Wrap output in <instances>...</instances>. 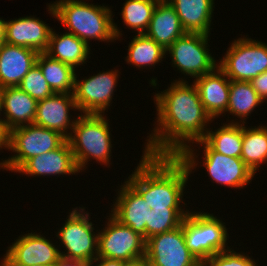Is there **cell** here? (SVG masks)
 Instances as JSON below:
<instances>
[{
  "mask_svg": "<svg viewBox=\"0 0 267 266\" xmlns=\"http://www.w3.org/2000/svg\"><path fill=\"white\" fill-rule=\"evenodd\" d=\"M119 73L117 69H111L83 80H79L78 74H75L73 95L78 111L81 114H105L114 99Z\"/></svg>",
  "mask_w": 267,
  "mask_h": 266,
  "instance_id": "obj_11",
  "label": "cell"
},
{
  "mask_svg": "<svg viewBox=\"0 0 267 266\" xmlns=\"http://www.w3.org/2000/svg\"><path fill=\"white\" fill-rule=\"evenodd\" d=\"M255 262L252 256L229 248L211 256L202 266H258Z\"/></svg>",
  "mask_w": 267,
  "mask_h": 266,
  "instance_id": "obj_32",
  "label": "cell"
},
{
  "mask_svg": "<svg viewBox=\"0 0 267 266\" xmlns=\"http://www.w3.org/2000/svg\"><path fill=\"white\" fill-rule=\"evenodd\" d=\"M18 87L22 91L27 92L37 101L43 100L54 94L37 64H35L24 76Z\"/></svg>",
  "mask_w": 267,
  "mask_h": 266,
  "instance_id": "obj_31",
  "label": "cell"
},
{
  "mask_svg": "<svg viewBox=\"0 0 267 266\" xmlns=\"http://www.w3.org/2000/svg\"><path fill=\"white\" fill-rule=\"evenodd\" d=\"M145 259L149 266H202L186 246L181 225L146 240Z\"/></svg>",
  "mask_w": 267,
  "mask_h": 266,
  "instance_id": "obj_12",
  "label": "cell"
},
{
  "mask_svg": "<svg viewBox=\"0 0 267 266\" xmlns=\"http://www.w3.org/2000/svg\"><path fill=\"white\" fill-rule=\"evenodd\" d=\"M53 266H92L91 262L60 257Z\"/></svg>",
  "mask_w": 267,
  "mask_h": 266,
  "instance_id": "obj_34",
  "label": "cell"
},
{
  "mask_svg": "<svg viewBox=\"0 0 267 266\" xmlns=\"http://www.w3.org/2000/svg\"><path fill=\"white\" fill-rule=\"evenodd\" d=\"M153 100L157 108L156 126L147 136L145 154L178 156L188 145L202 140L207 126L214 121L206 112L196 85L184 78L155 93Z\"/></svg>",
  "mask_w": 267,
  "mask_h": 266,
  "instance_id": "obj_2",
  "label": "cell"
},
{
  "mask_svg": "<svg viewBox=\"0 0 267 266\" xmlns=\"http://www.w3.org/2000/svg\"><path fill=\"white\" fill-rule=\"evenodd\" d=\"M159 0H126L121 16L124 25L144 34L149 26L153 11Z\"/></svg>",
  "mask_w": 267,
  "mask_h": 266,
  "instance_id": "obj_30",
  "label": "cell"
},
{
  "mask_svg": "<svg viewBox=\"0 0 267 266\" xmlns=\"http://www.w3.org/2000/svg\"><path fill=\"white\" fill-rule=\"evenodd\" d=\"M120 187L110 214L144 237V199L127 181Z\"/></svg>",
  "mask_w": 267,
  "mask_h": 266,
  "instance_id": "obj_23",
  "label": "cell"
},
{
  "mask_svg": "<svg viewBox=\"0 0 267 266\" xmlns=\"http://www.w3.org/2000/svg\"><path fill=\"white\" fill-rule=\"evenodd\" d=\"M186 33L210 35L215 0H168Z\"/></svg>",
  "mask_w": 267,
  "mask_h": 266,
  "instance_id": "obj_22",
  "label": "cell"
},
{
  "mask_svg": "<svg viewBox=\"0 0 267 266\" xmlns=\"http://www.w3.org/2000/svg\"><path fill=\"white\" fill-rule=\"evenodd\" d=\"M209 35L200 33H185L179 37L167 50L172 66L185 76L198 78L211 73L218 67V62L210 53Z\"/></svg>",
  "mask_w": 267,
  "mask_h": 266,
  "instance_id": "obj_9",
  "label": "cell"
},
{
  "mask_svg": "<svg viewBox=\"0 0 267 266\" xmlns=\"http://www.w3.org/2000/svg\"><path fill=\"white\" fill-rule=\"evenodd\" d=\"M91 263H92V266H125L127 264V262L122 261V260H115V259H109V258H103V257H97Z\"/></svg>",
  "mask_w": 267,
  "mask_h": 266,
  "instance_id": "obj_35",
  "label": "cell"
},
{
  "mask_svg": "<svg viewBox=\"0 0 267 266\" xmlns=\"http://www.w3.org/2000/svg\"><path fill=\"white\" fill-rule=\"evenodd\" d=\"M263 102L249 81L230 80V92L226 112L240 118V122L235 120L227 122L247 124L245 121L249 118L248 116Z\"/></svg>",
  "mask_w": 267,
  "mask_h": 266,
  "instance_id": "obj_25",
  "label": "cell"
},
{
  "mask_svg": "<svg viewBox=\"0 0 267 266\" xmlns=\"http://www.w3.org/2000/svg\"><path fill=\"white\" fill-rule=\"evenodd\" d=\"M206 112L213 120L226 114L230 92V79L217 67L211 73L193 80Z\"/></svg>",
  "mask_w": 267,
  "mask_h": 266,
  "instance_id": "obj_19",
  "label": "cell"
},
{
  "mask_svg": "<svg viewBox=\"0 0 267 266\" xmlns=\"http://www.w3.org/2000/svg\"><path fill=\"white\" fill-rule=\"evenodd\" d=\"M105 114H81L76 118L70 137L67 139L79 171L86 170L88 162L110 167L112 140L109 120Z\"/></svg>",
  "mask_w": 267,
  "mask_h": 266,
  "instance_id": "obj_4",
  "label": "cell"
},
{
  "mask_svg": "<svg viewBox=\"0 0 267 266\" xmlns=\"http://www.w3.org/2000/svg\"><path fill=\"white\" fill-rule=\"evenodd\" d=\"M241 159L254 174L263 163L267 164V126L247 128L243 124Z\"/></svg>",
  "mask_w": 267,
  "mask_h": 266,
  "instance_id": "obj_28",
  "label": "cell"
},
{
  "mask_svg": "<svg viewBox=\"0 0 267 266\" xmlns=\"http://www.w3.org/2000/svg\"><path fill=\"white\" fill-rule=\"evenodd\" d=\"M1 112H3V106H2V97H1V91H0V116H2L1 114H3ZM0 125H4V119H2L1 117H0Z\"/></svg>",
  "mask_w": 267,
  "mask_h": 266,
  "instance_id": "obj_39",
  "label": "cell"
},
{
  "mask_svg": "<svg viewBox=\"0 0 267 266\" xmlns=\"http://www.w3.org/2000/svg\"><path fill=\"white\" fill-rule=\"evenodd\" d=\"M73 208L67 220L56 233L65 251L61 257L92 262L98 257V232H94V224L85 207ZM88 212V213H87Z\"/></svg>",
  "mask_w": 267,
  "mask_h": 266,
  "instance_id": "obj_7",
  "label": "cell"
},
{
  "mask_svg": "<svg viewBox=\"0 0 267 266\" xmlns=\"http://www.w3.org/2000/svg\"><path fill=\"white\" fill-rule=\"evenodd\" d=\"M188 145L178 156L142 154L126 181L142 196L144 239L179 227L189 213L184 210L188 176L198 166L196 149ZM197 160V161H196Z\"/></svg>",
  "mask_w": 267,
  "mask_h": 266,
  "instance_id": "obj_1",
  "label": "cell"
},
{
  "mask_svg": "<svg viewBox=\"0 0 267 266\" xmlns=\"http://www.w3.org/2000/svg\"><path fill=\"white\" fill-rule=\"evenodd\" d=\"M71 109L78 110L73 94L54 93L38 101L34 124L56 131L68 139L76 122L75 118L71 119Z\"/></svg>",
  "mask_w": 267,
  "mask_h": 266,
  "instance_id": "obj_15",
  "label": "cell"
},
{
  "mask_svg": "<svg viewBox=\"0 0 267 266\" xmlns=\"http://www.w3.org/2000/svg\"><path fill=\"white\" fill-rule=\"evenodd\" d=\"M59 248L40 233H26L8 247L0 266H53L61 257Z\"/></svg>",
  "mask_w": 267,
  "mask_h": 266,
  "instance_id": "obj_13",
  "label": "cell"
},
{
  "mask_svg": "<svg viewBox=\"0 0 267 266\" xmlns=\"http://www.w3.org/2000/svg\"><path fill=\"white\" fill-rule=\"evenodd\" d=\"M52 29L46 22L35 16L7 20L5 21L4 42L32 48L43 53L48 49Z\"/></svg>",
  "mask_w": 267,
  "mask_h": 266,
  "instance_id": "obj_16",
  "label": "cell"
},
{
  "mask_svg": "<svg viewBox=\"0 0 267 266\" xmlns=\"http://www.w3.org/2000/svg\"><path fill=\"white\" fill-rule=\"evenodd\" d=\"M219 60L218 67L230 80L250 82L267 71V44L241 35Z\"/></svg>",
  "mask_w": 267,
  "mask_h": 266,
  "instance_id": "obj_8",
  "label": "cell"
},
{
  "mask_svg": "<svg viewBox=\"0 0 267 266\" xmlns=\"http://www.w3.org/2000/svg\"><path fill=\"white\" fill-rule=\"evenodd\" d=\"M39 52L3 42L0 45V89L18 87L36 64Z\"/></svg>",
  "mask_w": 267,
  "mask_h": 266,
  "instance_id": "obj_18",
  "label": "cell"
},
{
  "mask_svg": "<svg viewBox=\"0 0 267 266\" xmlns=\"http://www.w3.org/2000/svg\"><path fill=\"white\" fill-rule=\"evenodd\" d=\"M194 143L203 146L202 166L215 183L229 188L243 189L253 180L255 174L241 158L216 152L203 140Z\"/></svg>",
  "mask_w": 267,
  "mask_h": 266,
  "instance_id": "obj_14",
  "label": "cell"
},
{
  "mask_svg": "<svg viewBox=\"0 0 267 266\" xmlns=\"http://www.w3.org/2000/svg\"><path fill=\"white\" fill-rule=\"evenodd\" d=\"M36 64L54 93L73 94L75 70L72 66L51 58L45 52L39 53Z\"/></svg>",
  "mask_w": 267,
  "mask_h": 266,
  "instance_id": "obj_26",
  "label": "cell"
},
{
  "mask_svg": "<svg viewBox=\"0 0 267 266\" xmlns=\"http://www.w3.org/2000/svg\"><path fill=\"white\" fill-rule=\"evenodd\" d=\"M66 140L60 133L34 123L14 128L8 132L7 149L14 156L2 159L0 169L16 172L27 160L57 149Z\"/></svg>",
  "mask_w": 267,
  "mask_h": 266,
  "instance_id": "obj_6",
  "label": "cell"
},
{
  "mask_svg": "<svg viewBox=\"0 0 267 266\" xmlns=\"http://www.w3.org/2000/svg\"><path fill=\"white\" fill-rule=\"evenodd\" d=\"M90 48L86 42L74 34L64 32L59 35L52 29L49 46L45 53L77 70L76 67L85 64L89 59Z\"/></svg>",
  "mask_w": 267,
  "mask_h": 266,
  "instance_id": "obj_24",
  "label": "cell"
},
{
  "mask_svg": "<svg viewBox=\"0 0 267 266\" xmlns=\"http://www.w3.org/2000/svg\"><path fill=\"white\" fill-rule=\"evenodd\" d=\"M5 20L0 18V45L4 42Z\"/></svg>",
  "mask_w": 267,
  "mask_h": 266,
  "instance_id": "obj_38",
  "label": "cell"
},
{
  "mask_svg": "<svg viewBox=\"0 0 267 266\" xmlns=\"http://www.w3.org/2000/svg\"><path fill=\"white\" fill-rule=\"evenodd\" d=\"M47 5L52 17L88 45L92 39L114 42L123 35L113 22V11L108 6L86 3L84 0H57Z\"/></svg>",
  "mask_w": 267,
  "mask_h": 266,
  "instance_id": "obj_3",
  "label": "cell"
},
{
  "mask_svg": "<svg viewBox=\"0 0 267 266\" xmlns=\"http://www.w3.org/2000/svg\"><path fill=\"white\" fill-rule=\"evenodd\" d=\"M128 55L125 61L136 68L155 67L163 58H166V50L145 34H137L128 45ZM165 56V57H164Z\"/></svg>",
  "mask_w": 267,
  "mask_h": 266,
  "instance_id": "obj_29",
  "label": "cell"
},
{
  "mask_svg": "<svg viewBox=\"0 0 267 266\" xmlns=\"http://www.w3.org/2000/svg\"><path fill=\"white\" fill-rule=\"evenodd\" d=\"M26 176L75 175L80 171L74 159L70 143L66 140L57 149L27 160L16 173Z\"/></svg>",
  "mask_w": 267,
  "mask_h": 266,
  "instance_id": "obj_17",
  "label": "cell"
},
{
  "mask_svg": "<svg viewBox=\"0 0 267 266\" xmlns=\"http://www.w3.org/2000/svg\"><path fill=\"white\" fill-rule=\"evenodd\" d=\"M3 106L4 127L7 132L14 128L33 124L38 101L19 87L0 89Z\"/></svg>",
  "mask_w": 267,
  "mask_h": 266,
  "instance_id": "obj_20",
  "label": "cell"
},
{
  "mask_svg": "<svg viewBox=\"0 0 267 266\" xmlns=\"http://www.w3.org/2000/svg\"><path fill=\"white\" fill-rule=\"evenodd\" d=\"M8 149V132L4 125H0V150Z\"/></svg>",
  "mask_w": 267,
  "mask_h": 266,
  "instance_id": "obj_36",
  "label": "cell"
},
{
  "mask_svg": "<svg viewBox=\"0 0 267 266\" xmlns=\"http://www.w3.org/2000/svg\"><path fill=\"white\" fill-rule=\"evenodd\" d=\"M125 266H149L145 258L127 263Z\"/></svg>",
  "mask_w": 267,
  "mask_h": 266,
  "instance_id": "obj_37",
  "label": "cell"
},
{
  "mask_svg": "<svg viewBox=\"0 0 267 266\" xmlns=\"http://www.w3.org/2000/svg\"><path fill=\"white\" fill-rule=\"evenodd\" d=\"M204 211H189L183 218L186 246L202 265L216 253L229 249L225 222Z\"/></svg>",
  "mask_w": 267,
  "mask_h": 266,
  "instance_id": "obj_5",
  "label": "cell"
},
{
  "mask_svg": "<svg viewBox=\"0 0 267 266\" xmlns=\"http://www.w3.org/2000/svg\"><path fill=\"white\" fill-rule=\"evenodd\" d=\"M110 217V218H109ZM107 226L98 230V257L122 260L127 263L145 258L146 240L123 225L111 214Z\"/></svg>",
  "mask_w": 267,
  "mask_h": 266,
  "instance_id": "obj_10",
  "label": "cell"
},
{
  "mask_svg": "<svg viewBox=\"0 0 267 266\" xmlns=\"http://www.w3.org/2000/svg\"><path fill=\"white\" fill-rule=\"evenodd\" d=\"M185 33L174 7L168 0H159L144 34L167 50Z\"/></svg>",
  "mask_w": 267,
  "mask_h": 266,
  "instance_id": "obj_21",
  "label": "cell"
},
{
  "mask_svg": "<svg viewBox=\"0 0 267 266\" xmlns=\"http://www.w3.org/2000/svg\"><path fill=\"white\" fill-rule=\"evenodd\" d=\"M30 266H48V265H30Z\"/></svg>",
  "mask_w": 267,
  "mask_h": 266,
  "instance_id": "obj_40",
  "label": "cell"
},
{
  "mask_svg": "<svg viewBox=\"0 0 267 266\" xmlns=\"http://www.w3.org/2000/svg\"><path fill=\"white\" fill-rule=\"evenodd\" d=\"M209 128L202 139L212 150L229 157L241 158L243 124L224 123L215 131Z\"/></svg>",
  "mask_w": 267,
  "mask_h": 266,
  "instance_id": "obj_27",
  "label": "cell"
},
{
  "mask_svg": "<svg viewBox=\"0 0 267 266\" xmlns=\"http://www.w3.org/2000/svg\"><path fill=\"white\" fill-rule=\"evenodd\" d=\"M252 87L255 89L261 99L266 102L267 100V71L259 74L257 77L250 81Z\"/></svg>",
  "mask_w": 267,
  "mask_h": 266,
  "instance_id": "obj_33",
  "label": "cell"
}]
</instances>
